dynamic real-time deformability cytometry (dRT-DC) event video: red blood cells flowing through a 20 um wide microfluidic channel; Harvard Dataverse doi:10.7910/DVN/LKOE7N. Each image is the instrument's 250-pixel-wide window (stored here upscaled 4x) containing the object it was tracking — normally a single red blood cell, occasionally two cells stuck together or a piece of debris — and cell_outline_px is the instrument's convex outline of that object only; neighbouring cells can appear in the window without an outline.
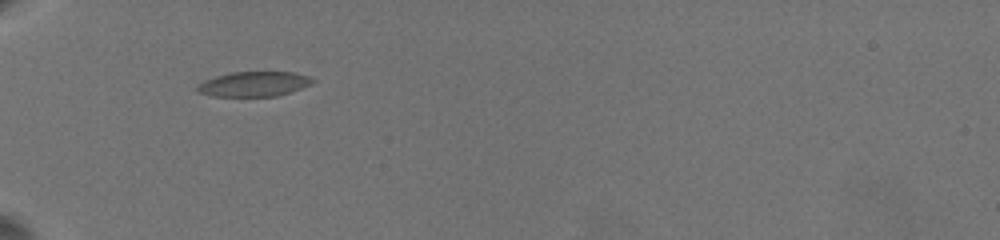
{"species": "common noctule bat (a hibernating species)", "species_latin": "Nyctalus noctula", "temperature_condition": "warm", "stored_images_in_passage": 65, "camera_frame_rate_fps": 3000, "um_per_image_px": 0.085, "animal": {"sex": "female", "body_mass_g": 19.5, "forearm_length_mm": 54.1}, "frame": {"image": 1, "passage_image": 1, "time_ms": 0.0, "image_size_px": [1000, 240], "cell_outline_px": [[316, 80], [312, 84], [276, 96], [212, 96], [196, 92], [196, 88], [204, 80], [216, 76], [232, 72], [296, 72], [308, 76]], "centroid_in_image_um": [21.58, 7.14], "position_along_channel_um": 63.4, "area_um2": 16.65}}
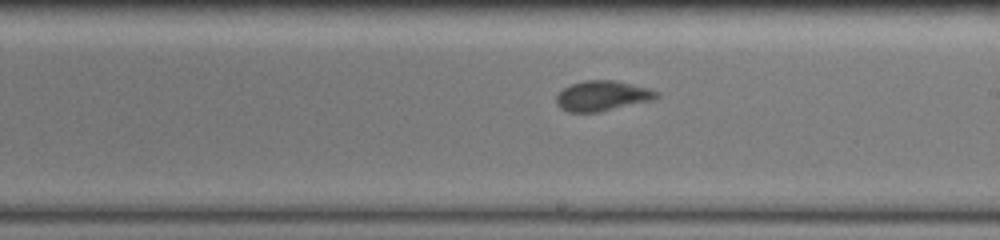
{"frame": {"image": 2, "passage_image": 28, "time_ms": 5.333, "image_size_px": [1000, 240], "cell_outline_px": [[660, 96], [652, 100], [600, 112], [568, 112], [560, 108], [556, 104], [556, 96], [564, 88], [572, 84], [584, 80], [612, 80], [632, 84], [648, 88], [660, 92]], "centroid_in_image_um": [51.2, 8.15], "position_along_channel_um": 237.8, "area_um2": 17.63}}
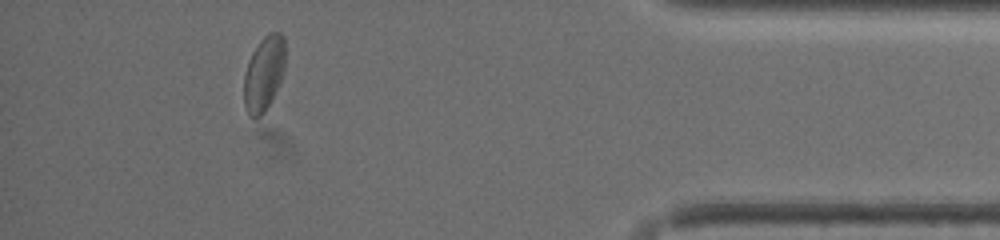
{"frame": {"image": 3, "passage_image": 60, "time_ms": 11.333, "image_size_px": [1000, 240], "cell_outline_px": [[284, 68], [280, 80], [264, 112], [260, 116], [248, 116], [244, 104], [244, 76], [248, 60], [252, 52], [260, 40], [268, 32], [280, 32], [284, 36]], "centroid_in_image_um": [22.41, 6.2], "position_along_channel_um": 412.8, "area_um2": 17.69}, "authors_computed_cell_mechanics": {"area_um2": 17.4556, "velocity_mm_per_s": 3.5313, "shape_relaxation_time_tau1_ms": 3.0226, "shape_relaxation_time_tau2_ms": 0.8951, "deformation_change_tau1": 0.1085, "deformation_change_tau2": 0.0541}}